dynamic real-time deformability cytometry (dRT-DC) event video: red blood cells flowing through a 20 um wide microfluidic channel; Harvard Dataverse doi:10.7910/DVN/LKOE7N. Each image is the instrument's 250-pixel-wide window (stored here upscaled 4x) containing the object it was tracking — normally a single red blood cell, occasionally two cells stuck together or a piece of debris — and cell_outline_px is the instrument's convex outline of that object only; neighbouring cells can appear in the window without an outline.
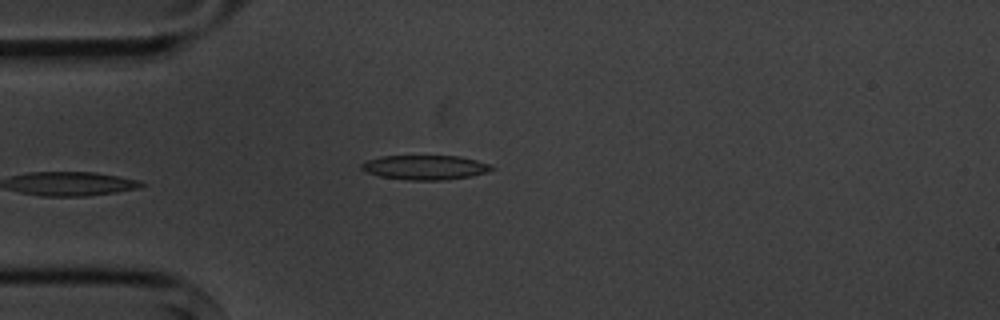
{"species": "common noctule bat (a hibernating species)", "species_latin": "Nyctalus noctula", "temperature_condition": "cold", "stored_images_in_passage": 4, "camera_frame_rate_fps": 3000, "um_per_image_px": 0.085, "animal": {"sex": "male", "body_mass_g": 20.1, "forearm_length_mm": 53.5}, "frame": {"image": 1, "passage_image": 4, "time_ms": 4.0, "image_size_px": [1000, 320], "cell_outline_px": [[496, 168], [472, 176], [444, 180], [408, 180], [380, 176], [364, 172], [360, 168], [360, 164], [368, 160], [380, 156], [460, 156], [492, 164]], "centroid_in_image_um": [36.12, 14.23], "position_along_channel_um": 48.9, "area_um2": 18.67}}